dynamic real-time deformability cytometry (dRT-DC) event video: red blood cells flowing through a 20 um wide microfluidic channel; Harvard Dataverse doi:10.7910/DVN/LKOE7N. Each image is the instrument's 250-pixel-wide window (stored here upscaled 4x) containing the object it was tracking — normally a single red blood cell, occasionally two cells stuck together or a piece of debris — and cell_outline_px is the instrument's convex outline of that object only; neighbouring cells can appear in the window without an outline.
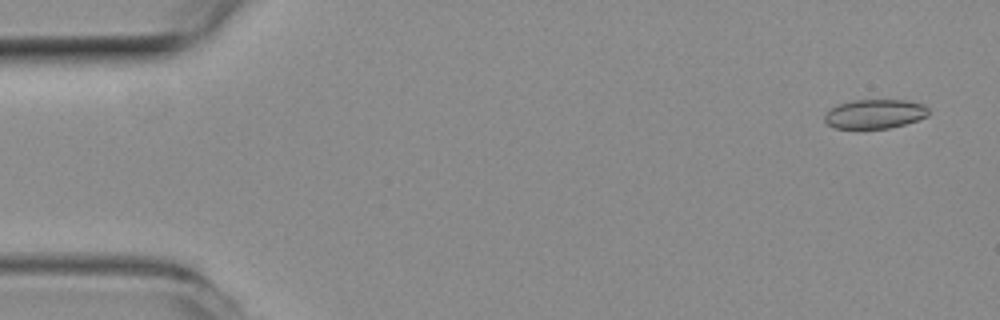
{"species": "common noctule bat (a hibernating species)", "species_latin": "Nyctalus noctula", "temperature_condition": "room temperature", "stored_images_in_passage": 46, "camera_frame_rate_fps": 3000, "um_per_image_px": 0.085, "animal": {"sex": "female", "body_mass_g": 19.3, "forearm_length_mm": 54.1}, "frame": {"image": 1, "passage_image": 2, "time_ms": 0.333, "image_size_px": [1000, 320], "cell_outline_px": [[928, 116], [904, 124], [888, 128], [836, 128], [828, 124], [824, 120], [824, 116], [836, 104], [852, 100], [904, 100], [924, 104], [928, 108]], "centroid_in_image_um": [74.36, 9.67], "position_along_channel_um": 10.6, "area_um2": 17.57}}
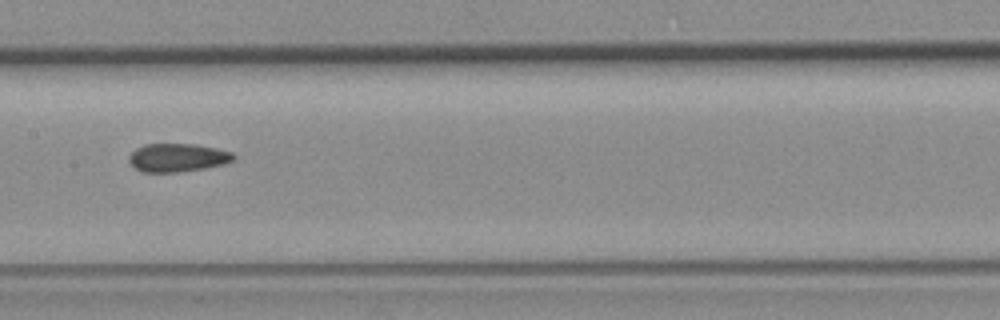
{"frame": {"image": 2, "passage_image": 25, "time_ms": 8.0, "image_size_px": [1000, 320], "cell_outline_px": [[236, 156], [232, 160], [224, 164], [204, 168], [180, 172], [140, 172], [128, 160], [128, 156], [136, 148], [144, 144], [196, 144], [216, 148], [232, 152]], "centroid_in_image_um": [15.08, 13.39], "position_along_channel_um": 192.3, "area_um2": 17.28}}
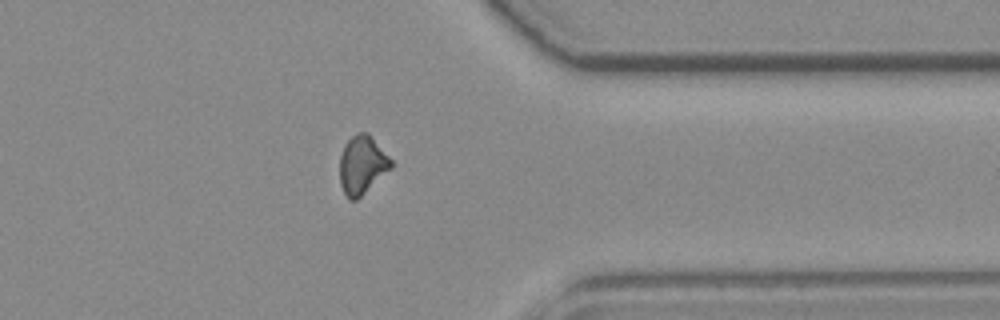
{"frame": {"image": 3, "passage_image": 40, "time_ms": 13.0, "image_size_px": [1000, 320], "cell_outline_px": [[392, 168], [356, 200], [348, 200], [340, 184], [340, 156], [344, 144], [356, 132], [368, 132], [392, 160]], "centroid_in_image_um": [30.77, 14.0], "position_along_channel_um": 380.6, "area_um2": 17.46}, "authors_computed_cell_mechanics": {"area_um2": 17.7157, "velocity_mm_per_s": 3.9893, "shape_relaxation_time_tau1_ms": null, "shape_relaxation_time_tau2_ms": 3.6782, "deformation_change_tau1": null, "deformation_change_tau2": 0.0839}}